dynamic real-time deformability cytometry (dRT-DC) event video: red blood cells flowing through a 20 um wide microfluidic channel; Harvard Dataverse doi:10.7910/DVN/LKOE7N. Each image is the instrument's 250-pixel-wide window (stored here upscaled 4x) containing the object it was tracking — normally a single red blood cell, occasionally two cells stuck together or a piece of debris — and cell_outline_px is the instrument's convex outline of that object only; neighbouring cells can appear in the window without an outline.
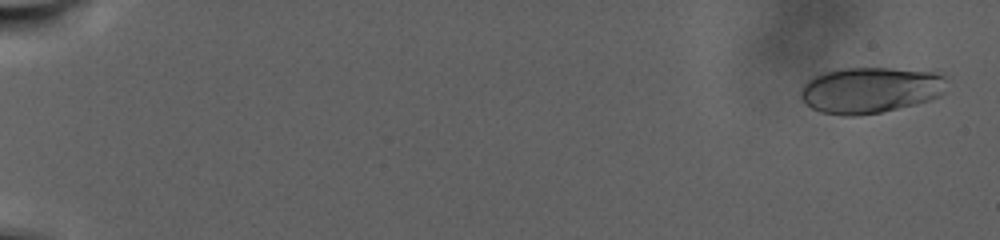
{"species": "human", "species_latin": "Homo sapiens", "temperature_condition": "warm", "stored_images_in_passage": 97, "camera_frame_rate_fps": 3000, "um_per_image_px": 0.085, "donor": {"sex": "male"}, "frame": {"image": 1, "passage_image": 4, "time_ms": 1.0, "image_size_px": [1000, 240], "cell_outline_px": [[944, 92], [940, 96], [916, 104], [880, 112], [856, 116], [844, 116], [820, 112], [812, 108], [800, 96], [800, 92], [804, 84], [812, 76], [824, 72], [844, 68], [888, 68], [932, 72], [944, 76]], "centroid_in_image_um": [73.93, 7.66], "position_along_channel_um": 11.1, "area_um2": 38.96}}
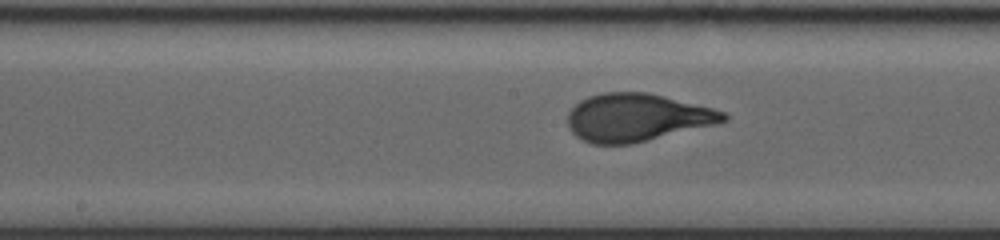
{"frame": {"image": 2, "passage_image": 55, "time_ms": 18.0, "image_size_px": [1000, 240], "cell_outline_px": [[728, 120], [632, 144], [592, 144], [576, 136], [568, 128], [568, 112], [580, 100], [588, 96], [604, 92], [648, 92], [712, 108], [724, 112], [728, 116]], "centroid_in_image_um": [54.08, 9.98], "position_along_channel_um": 194.1, "area_um2": 42.95}}
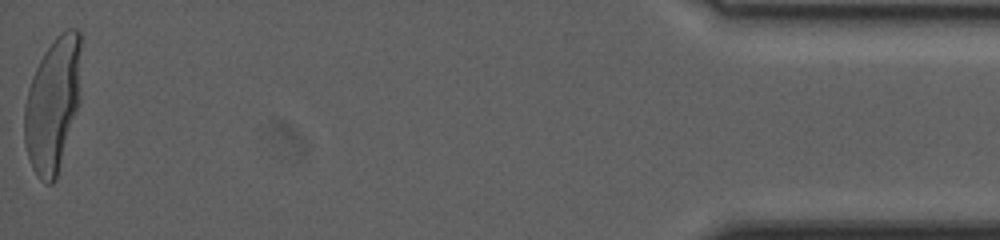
{"frame": {"image": 3, "passage_image": 97, "time_ms": 32.0, "image_size_px": [1000, 240], "cell_outline_px": [[80, 100], [56, 180], [52, 184], [44, 184], [36, 176], [32, 168], [24, 144], [24, 104], [28, 88], [32, 76], [44, 52], [56, 36], [60, 32], [68, 28], [76, 28], [80, 32]], "centroid_in_image_um": [4.48, 8.9], "position_along_channel_um": 430.7, "area_um2": 44.85}, "authors_computed_cell_mechanics": {"area_um2": 42.2518, "velocity_mm_per_s": 2.2573, "shape_relaxation_time_tau1_ms": 7.3555, "shape_relaxation_time_tau2_ms": null, "deformation_change_tau1": 0.2476, "deformation_change_tau2": null}}